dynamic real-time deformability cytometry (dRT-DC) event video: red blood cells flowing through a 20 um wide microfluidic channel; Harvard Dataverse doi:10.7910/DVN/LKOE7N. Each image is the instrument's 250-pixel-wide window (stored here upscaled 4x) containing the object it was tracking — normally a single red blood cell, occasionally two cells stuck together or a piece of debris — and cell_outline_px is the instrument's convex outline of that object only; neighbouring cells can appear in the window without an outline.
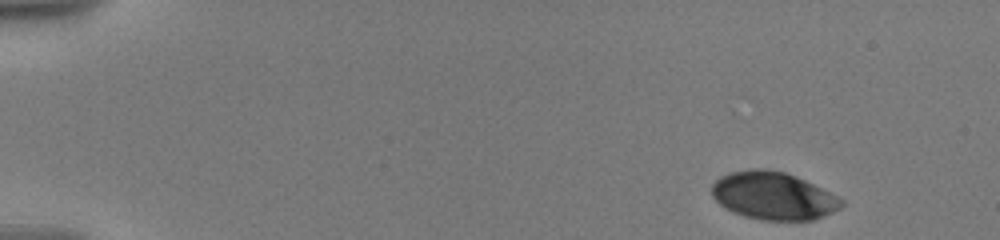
{"species": "human", "species_latin": "Homo sapiens", "temperature_condition": "warm", "stored_images_in_passage": 9, "camera_frame_rate_fps": 3000, "um_per_image_px": 0.085, "donor": {"sex": "male"}, "frame": {"image": 1, "passage_image": 1, "time_ms": 0.0, "image_size_px": [1000, 240], "cell_outline_px": [[844, 204], [840, 208], [824, 216], [812, 220], [760, 220], [744, 216], [732, 212], [720, 204], [712, 196], [712, 184], [720, 176], [732, 172], [752, 168], [760, 168], [784, 172], [796, 176], [844, 200]], "centroid_in_image_um": [65.71, 16.65], "position_along_channel_um": 19.3, "area_um2": 35.84}}
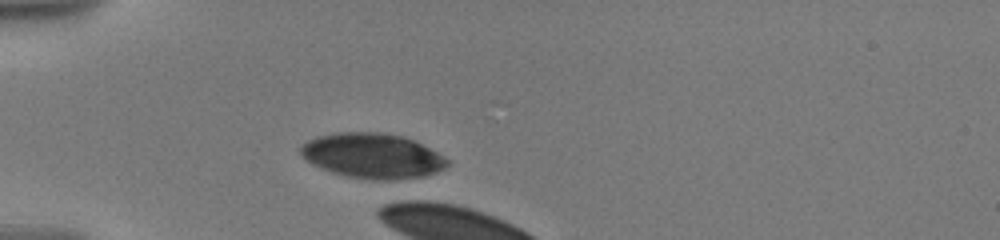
{"frame": {"image": 2, "passage_image": 8, "time_ms": 4.0, "image_size_px": [1000, 240], "cell_outline_px": [[448, 164], [444, 168], [436, 172], [424, 176], [388, 180], [372, 180], [348, 176], [332, 172], [320, 168], [312, 164], [300, 152], [300, 144], [316, 136], [336, 132], [380, 132], [404, 136], [444, 156], [448, 160]], "centroid_in_image_um": [31.63, 13.23], "position_along_channel_um": 53.4, "area_um2": 38.32}}